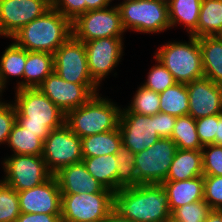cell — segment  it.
<instances>
[{
    "instance_id": "22",
    "label": "cell",
    "mask_w": 222,
    "mask_h": 222,
    "mask_svg": "<svg viewBox=\"0 0 222 222\" xmlns=\"http://www.w3.org/2000/svg\"><path fill=\"white\" fill-rule=\"evenodd\" d=\"M203 176L202 150L177 148L165 181L189 180Z\"/></svg>"
},
{
    "instance_id": "40",
    "label": "cell",
    "mask_w": 222,
    "mask_h": 222,
    "mask_svg": "<svg viewBox=\"0 0 222 222\" xmlns=\"http://www.w3.org/2000/svg\"><path fill=\"white\" fill-rule=\"evenodd\" d=\"M16 114L14 104L0 101V144L7 143L12 127L16 122Z\"/></svg>"
},
{
    "instance_id": "12",
    "label": "cell",
    "mask_w": 222,
    "mask_h": 222,
    "mask_svg": "<svg viewBox=\"0 0 222 222\" xmlns=\"http://www.w3.org/2000/svg\"><path fill=\"white\" fill-rule=\"evenodd\" d=\"M54 71L67 82L99 86L91 78L84 43L73 35L55 51Z\"/></svg>"
},
{
    "instance_id": "26",
    "label": "cell",
    "mask_w": 222,
    "mask_h": 222,
    "mask_svg": "<svg viewBox=\"0 0 222 222\" xmlns=\"http://www.w3.org/2000/svg\"><path fill=\"white\" fill-rule=\"evenodd\" d=\"M201 3L202 0H169L167 4L171 27L183 23L188 33L197 37Z\"/></svg>"
},
{
    "instance_id": "29",
    "label": "cell",
    "mask_w": 222,
    "mask_h": 222,
    "mask_svg": "<svg viewBox=\"0 0 222 222\" xmlns=\"http://www.w3.org/2000/svg\"><path fill=\"white\" fill-rule=\"evenodd\" d=\"M160 112L175 117L188 115L189 97L186 84L175 83L172 87L159 93Z\"/></svg>"
},
{
    "instance_id": "13",
    "label": "cell",
    "mask_w": 222,
    "mask_h": 222,
    "mask_svg": "<svg viewBox=\"0 0 222 222\" xmlns=\"http://www.w3.org/2000/svg\"><path fill=\"white\" fill-rule=\"evenodd\" d=\"M97 88L98 86L67 82L55 71L38 87L65 114L87 103L97 93Z\"/></svg>"
},
{
    "instance_id": "34",
    "label": "cell",
    "mask_w": 222,
    "mask_h": 222,
    "mask_svg": "<svg viewBox=\"0 0 222 222\" xmlns=\"http://www.w3.org/2000/svg\"><path fill=\"white\" fill-rule=\"evenodd\" d=\"M20 213L17 191L0 180V222H16Z\"/></svg>"
},
{
    "instance_id": "7",
    "label": "cell",
    "mask_w": 222,
    "mask_h": 222,
    "mask_svg": "<svg viewBox=\"0 0 222 222\" xmlns=\"http://www.w3.org/2000/svg\"><path fill=\"white\" fill-rule=\"evenodd\" d=\"M114 209V192L62 194L61 222L103 221Z\"/></svg>"
},
{
    "instance_id": "30",
    "label": "cell",
    "mask_w": 222,
    "mask_h": 222,
    "mask_svg": "<svg viewBox=\"0 0 222 222\" xmlns=\"http://www.w3.org/2000/svg\"><path fill=\"white\" fill-rule=\"evenodd\" d=\"M26 63V50L15 43L9 45L0 57V86L6 87L8 76L22 77Z\"/></svg>"
},
{
    "instance_id": "19",
    "label": "cell",
    "mask_w": 222,
    "mask_h": 222,
    "mask_svg": "<svg viewBox=\"0 0 222 222\" xmlns=\"http://www.w3.org/2000/svg\"><path fill=\"white\" fill-rule=\"evenodd\" d=\"M61 194L98 193L110 191L100 184L88 171L84 163L78 162L61 168L54 174Z\"/></svg>"
},
{
    "instance_id": "25",
    "label": "cell",
    "mask_w": 222,
    "mask_h": 222,
    "mask_svg": "<svg viewBox=\"0 0 222 222\" xmlns=\"http://www.w3.org/2000/svg\"><path fill=\"white\" fill-rule=\"evenodd\" d=\"M122 145L119 128L81 138L83 157L116 154Z\"/></svg>"
},
{
    "instance_id": "5",
    "label": "cell",
    "mask_w": 222,
    "mask_h": 222,
    "mask_svg": "<svg viewBox=\"0 0 222 222\" xmlns=\"http://www.w3.org/2000/svg\"><path fill=\"white\" fill-rule=\"evenodd\" d=\"M189 36L190 42H168L155 53L176 83L187 84L204 77L199 40Z\"/></svg>"
},
{
    "instance_id": "50",
    "label": "cell",
    "mask_w": 222,
    "mask_h": 222,
    "mask_svg": "<svg viewBox=\"0 0 222 222\" xmlns=\"http://www.w3.org/2000/svg\"><path fill=\"white\" fill-rule=\"evenodd\" d=\"M1 93H2V88H1V86H0V96L2 97Z\"/></svg>"
},
{
    "instance_id": "9",
    "label": "cell",
    "mask_w": 222,
    "mask_h": 222,
    "mask_svg": "<svg viewBox=\"0 0 222 222\" xmlns=\"http://www.w3.org/2000/svg\"><path fill=\"white\" fill-rule=\"evenodd\" d=\"M125 32L118 7L87 11L72 22V35L83 43L106 37H122Z\"/></svg>"
},
{
    "instance_id": "37",
    "label": "cell",
    "mask_w": 222,
    "mask_h": 222,
    "mask_svg": "<svg viewBox=\"0 0 222 222\" xmlns=\"http://www.w3.org/2000/svg\"><path fill=\"white\" fill-rule=\"evenodd\" d=\"M202 164L203 175L222 176V146L215 144L203 146Z\"/></svg>"
},
{
    "instance_id": "24",
    "label": "cell",
    "mask_w": 222,
    "mask_h": 222,
    "mask_svg": "<svg viewBox=\"0 0 222 222\" xmlns=\"http://www.w3.org/2000/svg\"><path fill=\"white\" fill-rule=\"evenodd\" d=\"M49 133H34L28 131L17 121L14 123L7 143L15 155L40 156L43 153V145Z\"/></svg>"
},
{
    "instance_id": "10",
    "label": "cell",
    "mask_w": 222,
    "mask_h": 222,
    "mask_svg": "<svg viewBox=\"0 0 222 222\" xmlns=\"http://www.w3.org/2000/svg\"><path fill=\"white\" fill-rule=\"evenodd\" d=\"M42 158L53 175L63 167L81 162V138L66 124L51 130L44 141Z\"/></svg>"
},
{
    "instance_id": "32",
    "label": "cell",
    "mask_w": 222,
    "mask_h": 222,
    "mask_svg": "<svg viewBox=\"0 0 222 222\" xmlns=\"http://www.w3.org/2000/svg\"><path fill=\"white\" fill-rule=\"evenodd\" d=\"M117 174H116V191L138 186L140 183L136 177L135 153L128 147L121 145L116 152Z\"/></svg>"
},
{
    "instance_id": "41",
    "label": "cell",
    "mask_w": 222,
    "mask_h": 222,
    "mask_svg": "<svg viewBox=\"0 0 222 222\" xmlns=\"http://www.w3.org/2000/svg\"><path fill=\"white\" fill-rule=\"evenodd\" d=\"M52 6L71 22L86 12L85 0H52Z\"/></svg>"
},
{
    "instance_id": "1",
    "label": "cell",
    "mask_w": 222,
    "mask_h": 222,
    "mask_svg": "<svg viewBox=\"0 0 222 222\" xmlns=\"http://www.w3.org/2000/svg\"><path fill=\"white\" fill-rule=\"evenodd\" d=\"M114 209L133 222H166L171 216L161 184H139L114 193Z\"/></svg>"
},
{
    "instance_id": "42",
    "label": "cell",
    "mask_w": 222,
    "mask_h": 222,
    "mask_svg": "<svg viewBox=\"0 0 222 222\" xmlns=\"http://www.w3.org/2000/svg\"><path fill=\"white\" fill-rule=\"evenodd\" d=\"M176 118L177 117L173 115L162 112L155 114L156 132L160 138H171L176 123Z\"/></svg>"
},
{
    "instance_id": "8",
    "label": "cell",
    "mask_w": 222,
    "mask_h": 222,
    "mask_svg": "<svg viewBox=\"0 0 222 222\" xmlns=\"http://www.w3.org/2000/svg\"><path fill=\"white\" fill-rule=\"evenodd\" d=\"M177 150L171 138H160L135 154L136 177L140 184H161L166 180Z\"/></svg>"
},
{
    "instance_id": "46",
    "label": "cell",
    "mask_w": 222,
    "mask_h": 222,
    "mask_svg": "<svg viewBox=\"0 0 222 222\" xmlns=\"http://www.w3.org/2000/svg\"><path fill=\"white\" fill-rule=\"evenodd\" d=\"M205 222H222V210L212 209Z\"/></svg>"
},
{
    "instance_id": "49",
    "label": "cell",
    "mask_w": 222,
    "mask_h": 222,
    "mask_svg": "<svg viewBox=\"0 0 222 222\" xmlns=\"http://www.w3.org/2000/svg\"><path fill=\"white\" fill-rule=\"evenodd\" d=\"M129 1H134V0H124L122 3L129 2ZM110 2H112V0H110Z\"/></svg>"
},
{
    "instance_id": "28",
    "label": "cell",
    "mask_w": 222,
    "mask_h": 222,
    "mask_svg": "<svg viewBox=\"0 0 222 222\" xmlns=\"http://www.w3.org/2000/svg\"><path fill=\"white\" fill-rule=\"evenodd\" d=\"M222 36V0H202L197 38Z\"/></svg>"
},
{
    "instance_id": "33",
    "label": "cell",
    "mask_w": 222,
    "mask_h": 222,
    "mask_svg": "<svg viewBox=\"0 0 222 222\" xmlns=\"http://www.w3.org/2000/svg\"><path fill=\"white\" fill-rule=\"evenodd\" d=\"M159 103V93L141 85L133 96L130 106H128L126 110L132 113L153 116L160 112Z\"/></svg>"
},
{
    "instance_id": "14",
    "label": "cell",
    "mask_w": 222,
    "mask_h": 222,
    "mask_svg": "<svg viewBox=\"0 0 222 222\" xmlns=\"http://www.w3.org/2000/svg\"><path fill=\"white\" fill-rule=\"evenodd\" d=\"M52 7V0H0V36L11 38Z\"/></svg>"
},
{
    "instance_id": "43",
    "label": "cell",
    "mask_w": 222,
    "mask_h": 222,
    "mask_svg": "<svg viewBox=\"0 0 222 222\" xmlns=\"http://www.w3.org/2000/svg\"><path fill=\"white\" fill-rule=\"evenodd\" d=\"M16 222H61V215L20 213Z\"/></svg>"
},
{
    "instance_id": "17",
    "label": "cell",
    "mask_w": 222,
    "mask_h": 222,
    "mask_svg": "<svg viewBox=\"0 0 222 222\" xmlns=\"http://www.w3.org/2000/svg\"><path fill=\"white\" fill-rule=\"evenodd\" d=\"M18 193L21 213L61 215L62 194L56 177Z\"/></svg>"
},
{
    "instance_id": "16",
    "label": "cell",
    "mask_w": 222,
    "mask_h": 222,
    "mask_svg": "<svg viewBox=\"0 0 222 222\" xmlns=\"http://www.w3.org/2000/svg\"><path fill=\"white\" fill-rule=\"evenodd\" d=\"M91 78L99 85L118 65L123 51L122 37H106L84 43Z\"/></svg>"
},
{
    "instance_id": "4",
    "label": "cell",
    "mask_w": 222,
    "mask_h": 222,
    "mask_svg": "<svg viewBox=\"0 0 222 222\" xmlns=\"http://www.w3.org/2000/svg\"><path fill=\"white\" fill-rule=\"evenodd\" d=\"M98 94L66 114L65 124L80 138L118 128L121 108Z\"/></svg>"
},
{
    "instance_id": "36",
    "label": "cell",
    "mask_w": 222,
    "mask_h": 222,
    "mask_svg": "<svg viewBox=\"0 0 222 222\" xmlns=\"http://www.w3.org/2000/svg\"><path fill=\"white\" fill-rule=\"evenodd\" d=\"M156 64L148 73L147 81L142 85L154 92L161 93L167 88L172 87L176 82L172 74L166 67L155 57Z\"/></svg>"
},
{
    "instance_id": "2",
    "label": "cell",
    "mask_w": 222,
    "mask_h": 222,
    "mask_svg": "<svg viewBox=\"0 0 222 222\" xmlns=\"http://www.w3.org/2000/svg\"><path fill=\"white\" fill-rule=\"evenodd\" d=\"M71 35L72 22L52 6L11 38L17 46L27 51L54 54Z\"/></svg>"
},
{
    "instance_id": "38",
    "label": "cell",
    "mask_w": 222,
    "mask_h": 222,
    "mask_svg": "<svg viewBox=\"0 0 222 222\" xmlns=\"http://www.w3.org/2000/svg\"><path fill=\"white\" fill-rule=\"evenodd\" d=\"M204 201L212 208L222 210V176L204 175Z\"/></svg>"
},
{
    "instance_id": "27",
    "label": "cell",
    "mask_w": 222,
    "mask_h": 222,
    "mask_svg": "<svg viewBox=\"0 0 222 222\" xmlns=\"http://www.w3.org/2000/svg\"><path fill=\"white\" fill-rule=\"evenodd\" d=\"M87 171L106 189L116 192L117 160L116 154L97 157H83Z\"/></svg>"
},
{
    "instance_id": "15",
    "label": "cell",
    "mask_w": 222,
    "mask_h": 222,
    "mask_svg": "<svg viewBox=\"0 0 222 222\" xmlns=\"http://www.w3.org/2000/svg\"><path fill=\"white\" fill-rule=\"evenodd\" d=\"M118 128L122 137V145L135 154L149 148L160 139L156 132L155 115L132 113L123 108Z\"/></svg>"
},
{
    "instance_id": "44",
    "label": "cell",
    "mask_w": 222,
    "mask_h": 222,
    "mask_svg": "<svg viewBox=\"0 0 222 222\" xmlns=\"http://www.w3.org/2000/svg\"><path fill=\"white\" fill-rule=\"evenodd\" d=\"M86 12L91 10L104 9L109 6L110 0H85Z\"/></svg>"
},
{
    "instance_id": "31",
    "label": "cell",
    "mask_w": 222,
    "mask_h": 222,
    "mask_svg": "<svg viewBox=\"0 0 222 222\" xmlns=\"http://www.w3.org/2000/svg\"><path fill=\"white\" fill-rule=\"evenodd\" d=\"M171 139L176 143L179 149L202 150L203 148L196 131L195 119L190 115L176 118Z\"/></svg>"
},
{
    "instance_id": "20",
    "label": "cell",
    "mask_w": 222,
    "mask_h": 222,
    "mask_svg": "<svg viewBox=\"0 0 222 222\" xmlns=\"http://www.w3.org/2000/svg\"><path fill=\"white\" fill-rule=\"evenodd\" d=\"M161 185L167 192L171 213L183 205L204 200V175L189 180L164 181Z\"/></svg>"
},
{
    "instance_id": "47",
    "label": "cell",
    "mask_w": 222,
    "mask_h": 222,
    "mask_svg": "<svg viewBox=\"0 0 222 222\" xmlns=\"http://www.w3.org/2000/svg\"><path fill=\"white\" fill-rule=\"evenodd\" d=\"M215 145L222 146V113L218 114L217 133L215 134Z\"/></svg>"
},
{
    "instance_id": "39",
    "label": "cell",
    "mask_w": 222,
    "mask_h": 222,
    "mask_svg": "<svg viewBox=\"0 0 222 222\" xmlns=\"http://www.w3.org/2000/svg\"><path fill=\"white\" fill-rule=\"evenodd\" d=\"M195 123L196 131L201 145L206 146L210 144H215L218 114L196 119Z\"/></svg>"
},
{
    "instance_id": "6",
    "label": "cell",
    "mask_w": 222,
    "mask_h": 222,
    "mask_svg": "<svg viewBox=\"0 0 222 222\" xmlns=\"http://www.w3.org/2000/svg\"><path fill=\"white\" fill-rule=\"evenodd\" d=\"M116 6L125 31L150 34L171 28L168 4L164 0H134Z\"/></svg>"
},
{
    "instance_id": "23",
    "label": "cell",
    "mask_w": 222,
    "mask_h": 222,
    "mask_svg": "<svg viewBox=\"0 0 222 222\" xmlns=\"http://www.w3.org/2000/svg\"><path fill=\"white\" fill-rule=\"evenodd\" d=\"M204 77L222 85V36L199 37Z\"/></svg>"
},
{
    "instance_id": "18",
    "label": "cell",
    "mask_w": 222,
    "mask_h": 222,
    "mask_svg": "<svg viewBox=\"0 0 222 222\" xmlns=\"http://www.w3.org/2000/svg\"><path fill=\"white\" fill-rule=\"evenodd\" d=\"M189 97L188 115L195 120L222 113V85L208 78L186 84Z\"/></svg>"
},
{
    "instance_id": "11",
    "label": "cell",
    "mask_w": 222,
    "mask_h": 222,
    "mask_svg": "<svg viewBox=\"0 0 222 222\" xmlns=\"http://www.w3.org/2000/svg\"><path fill=\"white\" fill-rule=\"evenodd\" d=\"M3 169L6 176L2 181L17 192L39 186L53 176L42 155L13 154L5 158Z\"/></svg>"
},
{
    "instance_id": "45",
    "label": "cell",
    "mask_w": 222,
    "mask_h": 222,
    "mask_svg": "<svg viewBox=\"0 0 222 222\" xmlns=\"http://www.w3.org/2000/svg\"><path fill=\"white\" fill-rule=\"evenodd\" d=\"M103 222H133L123 217L115 209H113L109 215L103 220Z\"/></svg>"
},
{
    "instance_id": "35",
    "label": "cell",
    "mask_w": 222,
    "mask_h": 222,
    "mask_svg": "<svg viewBox=\"0 0 222 222\" xmlns=\"http://www.w3.org/2000/svg\"><path fill=\"white\" fill-rule=\"evenodd\" d=\"M212 208L204 201H195L175 209L171 215L184 222H205Z\"/></svg>"
},
{
    "instance_id": "48",
    "label": "cell",
    "mask_w": 222,
    "mask_h": 222,
    "mask_svg": "<svg viewBox=\"0 0 222 222\" xmlns=\"http://www.w3.org/2000/svg\"><path fill=\"white\" fill-rule=\"evenodd\" d=\"M166 222H184V221L176 219L171 215Z\"/></svg>"
},
{
    "instance_id": "21",
    "label": "cell",
    "mask_w": 222,
    "mask_h": 222,
    "mask_svg": "<svg viewBox=\"0 0 222 222\" xmlns=\"http://www.w3.org/2000/svg\"><path fill=\"white\" fill-rule=\"evenodd\" d=\"M54 71V54L26 50L24 80L18 82V89L38 88L44 79Z\"/></svg>"
},
{
    "instance_id": "3",
    "label": "cell",
    "mask_w": 222,
    "mask_h": 222,
    "mask_svg": "<svg viewBox=\"0 0 222 222\" xmlns=\"http://www.w3.org/2000/svg\"><path fill=\"white\" fill-rule=\"evenodd\" d=\"M16 121L28 131L50 133L65 124L66 114L38 88L16 90Z\"/></svg>"
}]
</instances>
